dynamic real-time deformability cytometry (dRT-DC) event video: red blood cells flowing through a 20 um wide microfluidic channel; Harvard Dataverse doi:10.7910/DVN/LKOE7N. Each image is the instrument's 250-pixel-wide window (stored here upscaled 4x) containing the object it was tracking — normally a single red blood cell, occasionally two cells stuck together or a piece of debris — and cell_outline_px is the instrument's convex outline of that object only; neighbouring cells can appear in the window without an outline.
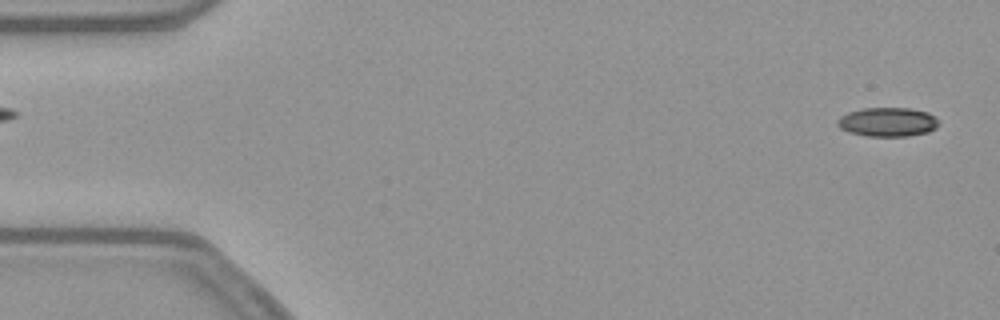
{"species": "common noctule bat (a hibernating species)", "species_latin": "Nyctalus noctula", "temperature_condition": "warm", "stored_images_in_passage": 52, "camera_frame_rate_fps": 3000, "um_per_image_px": 0.085, "animal": {"sex": "female", "body_mass_g": 21.9}, "frame": {"image": 1, "passage_image": 1, "time_ms": 0.0, "image_size_px": [1000, 320], "cell_outline_px": [[940, 124], [936, 128], [928, 132], [908, 136], [868, 136], [848, 132], [840, 128], [836, 124], [836, 120], [840, 116], [848, 112], [864, 108], [908, 108], [928, 112]], "centroid_in_image_um": [75.42, 10.37], "position_along_channel_um": 9.6, "area_um2": 17.17}}
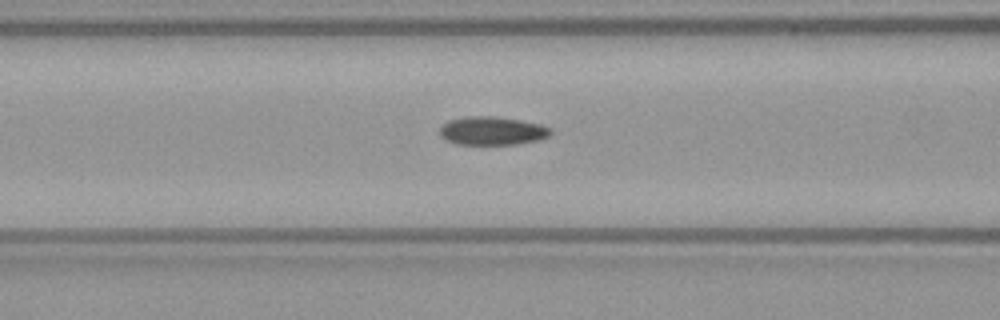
{"frame": {"image": 2, "passage_image": 20, "time_ms": 6.333, "image_size_px": [1000, 320], "cell_outline_px": [[552, 132], [548, 136], [536, 140], [516, 144], [456, 144], [440, 136], [440, 128], [448, 120], [468, 116], [492, 116], [520, 120], [540, 124], [552, 128]], "centroid_in_image_um": [41.83, 11.11], "position_along_channel_um": 124.8, "area_um2": 18.21}}
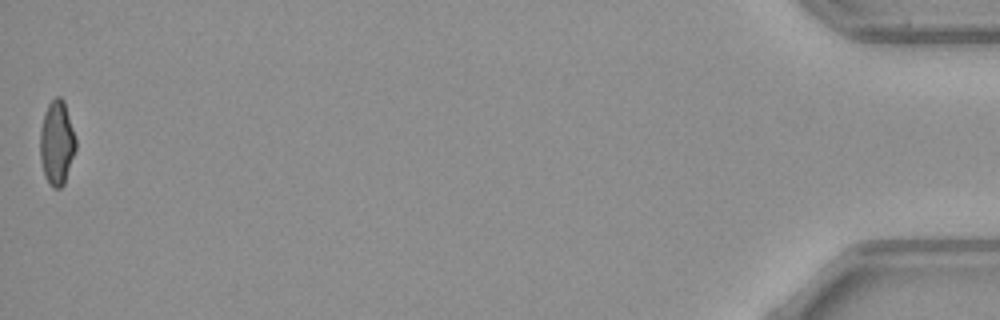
{"frame": {"image": 3, "passage_image": 52, "time_ms": 17.0, "image_size_px": [1000, 320], "cell_outline_px": [[76, 148], [64, 184], [60, 188], [52, 188], [48, 184], [44, 176], [40, 160], [40, 128], [44, 112], [48, 104], [56, 96], [60, 96], [64, 100], [76, 140]], "centroid_in_image_um": [4.81, 12.15], "position_along_channel_um": 430.4, "area_um2": 17.69}, "authors_computed_cell_mechanics": {"area_um2": 18.3226, "velocity_mm_per_s": 3.8542, "shape_relaxation_time_tau1_ms": null, "shape_relaxation_time_tau2_ms": 2.8131, "deformation_change_tau1": null, "deformation_change_tau2": 0.088}}